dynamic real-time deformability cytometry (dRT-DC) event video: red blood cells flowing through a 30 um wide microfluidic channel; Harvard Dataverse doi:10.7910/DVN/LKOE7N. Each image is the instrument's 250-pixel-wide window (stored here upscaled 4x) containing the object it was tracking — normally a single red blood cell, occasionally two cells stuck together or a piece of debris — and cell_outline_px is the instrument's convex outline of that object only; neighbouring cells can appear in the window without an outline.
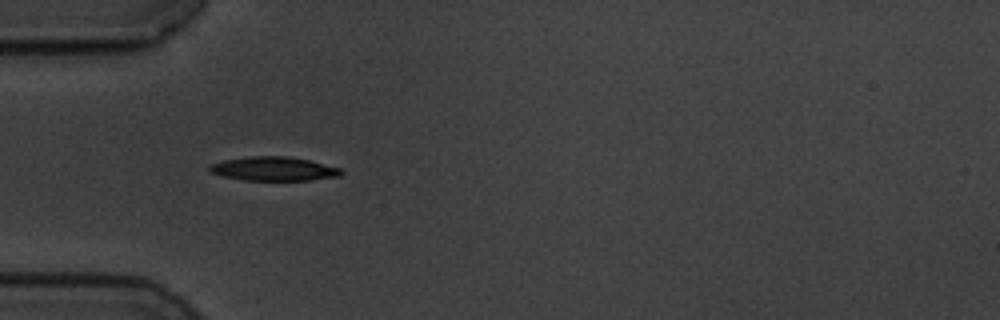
{"species": "common noctule bat (a hibernating species)", "species_latin": "Nyctalus noctula", "temperature_condition": "cold", "stored_images_in_passage": 41, "camera_frame_rate_fps": 3000, "um_per_image_px": 0.085, "animal": {"sex": "male", "body_mass_g": 19.5, "forearm_length_mm": 54.6}, "frame": {"image": 1, "passage_image": 1, "time_ms": 0.0, "image_size_px": [1000, 320], "cell_outline_px": [[344, 172], [340, 176], [312, 180], [244, 180], [220, 176], [208, 172], [208, 164], [224, 160], [248, 156], [288, 156], [308, 160], [340, 168]], "centroid_in_image_um": [23.21, 14.35], "position_along_channel_um": 61.8, "area_um2": 18.55}}
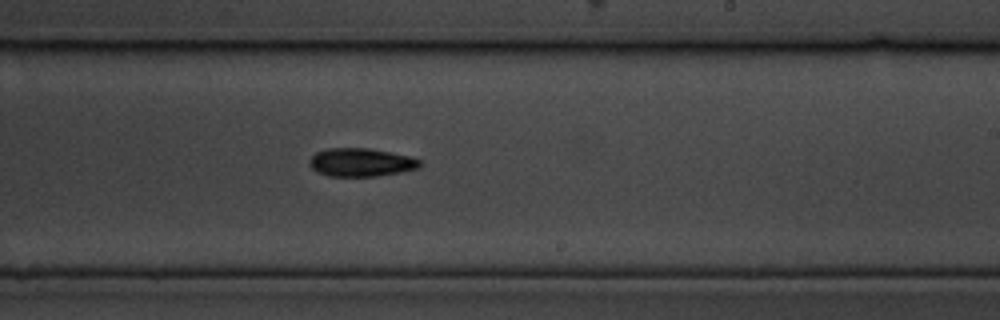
{"frame": {"image": 2, "passage_image": 18, "time_ms": 5.667, "image_size_px": [1000, 320], "cell_outline_px": [[420, 168], [400, 172], [376, 176], [328, 176], [316, 172], [308, 164], [308, 160], [316, 152], [328, 148], [368, 148], [408, 156], [420, 160]], "centroid_in_image_um": [30.63, 13.8], "position_along_channel_um": 258.4, "area_um2": 18.15}}
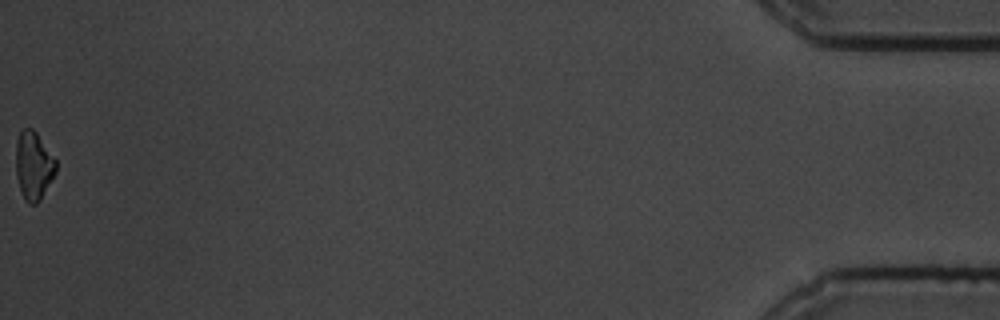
{"frame": {"image": 3, "passage_image": 41, "time_ms": 13.333, "image_size_px": [1000, 320], "cell_outline_px": [[56, 172], [40, 200], [36, 204], [28, 204], [24, 200], [20, 192], [16, 176], [16, 140], [20, 132], [24, 128], [32, 128], [36, 132], [56, 160]], "centroid_in_image_um": [2.83, 14.1], "position_along_channel_um": 432.4, "area_um2": 16.01}, "authors_computed_cell_mechanics": {"area_um2": 17.7446, "velocity_mm_per_s": 3.5203, "shape_relaxation_time_tau1_ms": 2.7518, "shape_relaxation_time_tau2_ms": null, "deformation_change_tau1": 0.1191, "deformation_change_tau2": null}}